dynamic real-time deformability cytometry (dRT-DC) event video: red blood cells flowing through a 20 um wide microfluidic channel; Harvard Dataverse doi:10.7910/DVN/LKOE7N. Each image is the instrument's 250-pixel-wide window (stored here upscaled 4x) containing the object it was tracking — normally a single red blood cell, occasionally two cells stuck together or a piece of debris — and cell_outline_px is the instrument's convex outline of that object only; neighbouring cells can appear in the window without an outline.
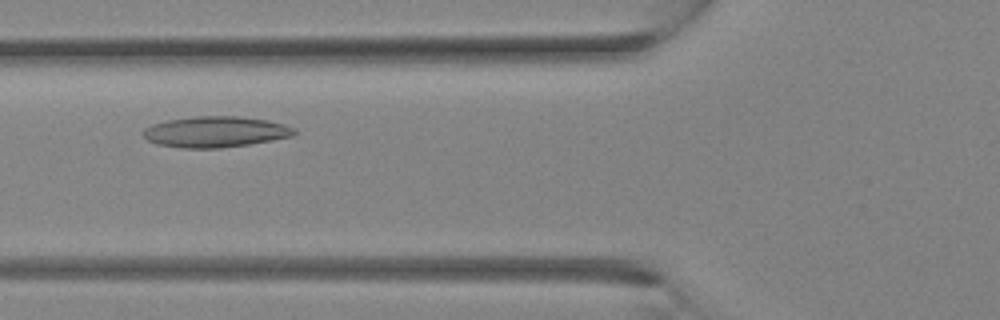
{"species": "Egyptian fruit bat (a non-hibernating species)", "species_latin": "Rousettus aegyptiacus", "temperature_condition": "room temperature", "stored_images_in_passage": 28, "camera_frame_rate_fps": 3000, "um_per_image_px": 0.085, "animal": {"sex": "female"}, "frame": {"image": 1, "passage_image": 8, "time_ms": 2.333, "image_size_px": [1000, 320], "cell_outline_px": [[296, 132], [292, 136], [272, 140], [248, 144], [220, 148], [180, 148], [156, 144], [148, 140], [140, 132], [144, 128], [152, 124], [168, 120], [196, 116], [240, 116], [268, 120], [284, 124], [296, 128]], "centroid_in_image_um": [18.29, 11.2], "position_along_channel_um": 107.5, "area_um2": 27.34}}
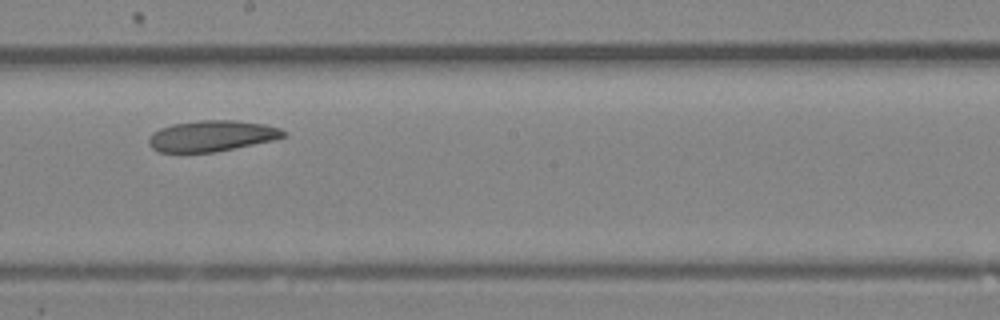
{"frame": {"image": 2, "passage_image": 14, "time_ms": 4.333, "image_size_px": [1000, 320], "cell_outline_px": [[288, 136], [272, 140], [216, 152], [156, 152], [148, 144], [148, 140], [152, 132], [160, 128], [172, 124], [200, 120], [236, 120], [264, 124], [280, 128]], "centroid_in_image_um": [17.97, 11.55], "position_along_channel_um": 230.2, "area_um2": 24.33}}
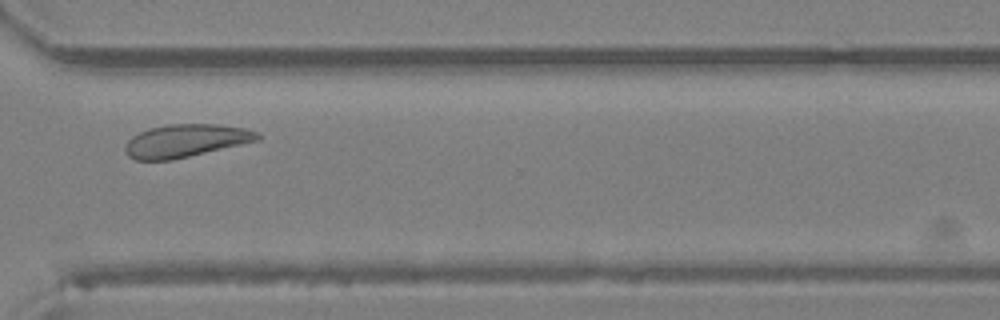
{"frame": {"image": 3, "passage_image": 20, "time_ms": 6.333, "image_size_px": [1000, 320], "cell_outline_px": [[260, 140], [172, 160], [136, 160], [128, 156], [124, 148], [128, 140], [132, 136], [148, 128], [168, 124], [216, 124], [244, 128], [256, 132], [260, 136]], "centroid_in_image_um": [15.76, 11.96], "position_along_channel_um": 354.8, "area_um2": 25.26}}